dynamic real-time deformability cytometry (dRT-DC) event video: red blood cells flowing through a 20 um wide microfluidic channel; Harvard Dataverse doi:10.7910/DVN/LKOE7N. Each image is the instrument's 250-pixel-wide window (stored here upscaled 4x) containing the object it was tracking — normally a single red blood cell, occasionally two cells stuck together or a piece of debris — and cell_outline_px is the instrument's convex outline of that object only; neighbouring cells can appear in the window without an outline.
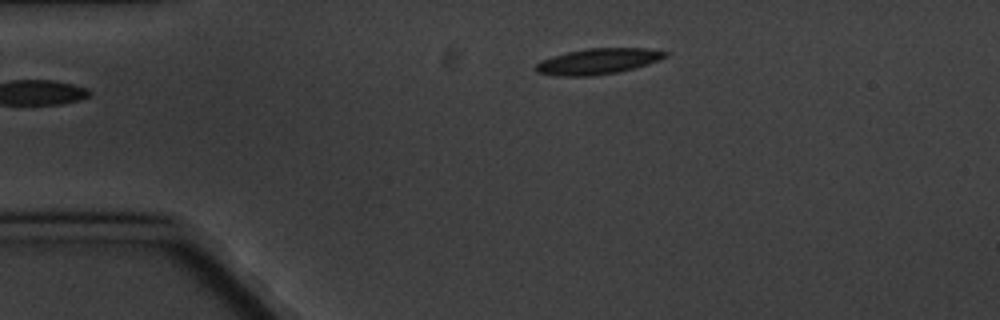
{"species": "common noctule bat (a hibernating species)", "species_latin": "Nyctalus noctula", "temperature_condition": "cold", "stored_images_in_passage": 4, "camera_frame_rate_fps": 3000, "um_per_image_px": 0.085, "animal": {"sex": "male", "body_mass_g": 20.1, "forearm_length_mm": 53.5}, "frame": {"image": 1, "passage_image": 4, "time_ms": 3.333, "image_size_px": [1000, 320], "cell_outline_px": [[668, 56], [648, 64], [616, 72], [592, 76], [560, 76], [536, 72], [532, 68], [540, 60], [552, 56], [584, 48], [648, 48], [668, 52]], "centroid_in_image_um": [50.79, 5.21], "position_along_channel_um": 34.2, "area_um2": 19.48}}